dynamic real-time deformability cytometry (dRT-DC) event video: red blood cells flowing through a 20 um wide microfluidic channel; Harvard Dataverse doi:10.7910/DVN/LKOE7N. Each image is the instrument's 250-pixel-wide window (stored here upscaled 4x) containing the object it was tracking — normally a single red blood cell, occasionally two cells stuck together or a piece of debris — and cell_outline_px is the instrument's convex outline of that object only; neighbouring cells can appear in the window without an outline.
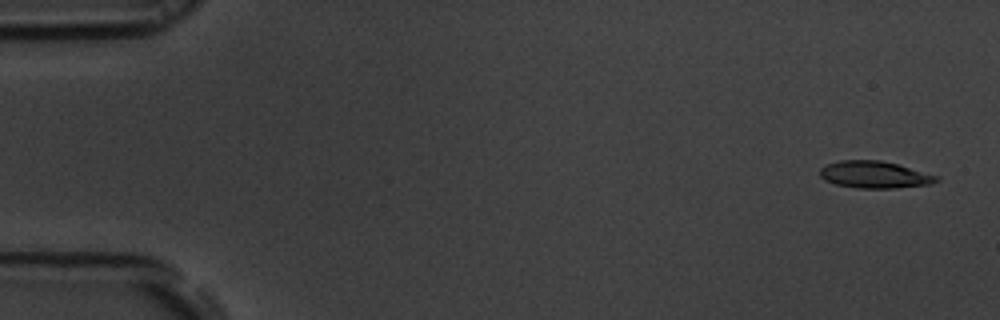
{"species": "common noctule bat (a hibernating species)", "species_latin": "Nyctalus noctula", "temperature_condition": "room temperature", "stored_images_in_passage": 48, "camera_frame_rate_fps": 3000, "um_per_image_px": 0.085, "animal": {"sex": "male", "body_mass_g": 19.5, "forearm_length_mm": 54.6}, "frame": {"image": 1, "passage_image": 1, "time_ms": 0.0, "image_size_px": [1000, 320], "cell_outline_px": [[940, 180], [932, 184], [896, 188], [856, 188], [836, 184], [824, 180], [820, 176], [820, 168], [824, 164], [840, 160], [880, 160], [896, 164], [940, 176]], "centroid_in_image_um": [74.33, 14.85], "position_along_channel_um": 10.7, "area_um2": 18.5}}
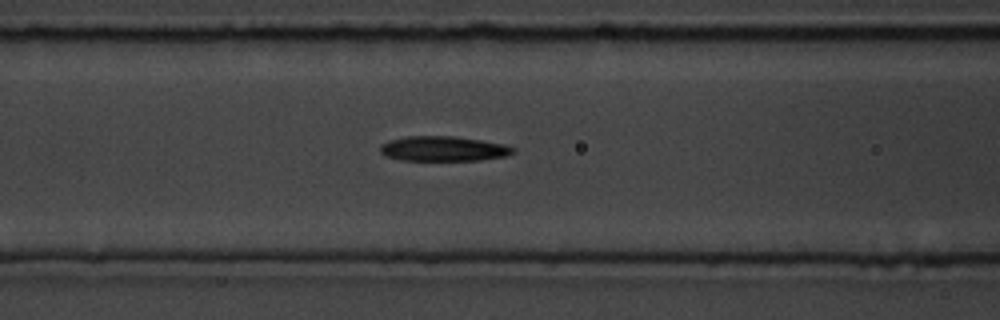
{"frame": {"image": 2, "passage_image": 21, "time_ms": 6.667, "image_size_px": [1000, 320], "cell_outline_px": [[516, 152], [504, 156], [480, 160], [400, 160], [384, 156], [380, 152], [380, 144], [404, 136], [452, 136], [480, 140], [504, 144], [516, 148]], "centroid_in_image_um": [37.67, 12.64], "position_along_channel_um": 128.9, "area_um2": 19.31}}
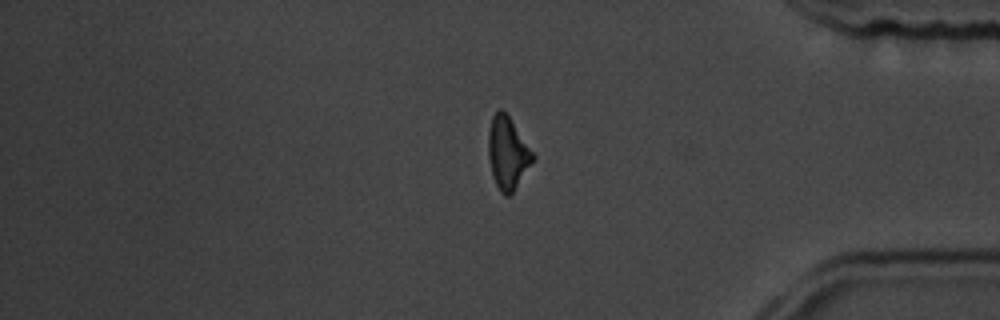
{"frame": {"image": 3, "passage_image": 44, "time_ms": 14.333, "image_size_px": [1000, 320], "cell_outline_px": [[536, 156], [512, 192], [508, 196], [504, 196], [500, 192], [492, 176], [488, 156], [488, 132], [492, 116], [500, 108], [508, 116]], "centroid_in_image_um": [43.12, 13.01], "position_along_channel_um": 392.1, "area_um2": 18.44}}